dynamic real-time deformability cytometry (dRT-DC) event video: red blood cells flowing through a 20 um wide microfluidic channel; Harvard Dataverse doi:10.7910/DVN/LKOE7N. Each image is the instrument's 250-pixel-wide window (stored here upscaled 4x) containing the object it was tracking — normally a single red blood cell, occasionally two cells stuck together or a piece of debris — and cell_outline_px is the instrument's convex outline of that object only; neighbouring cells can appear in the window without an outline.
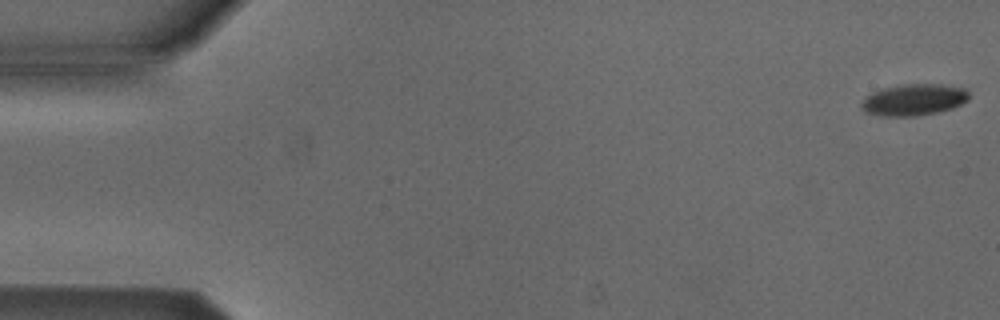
{"species": "Egyptian fruit bat (a non-hibernating species)", "species_latin": "Rousettus aegyptiacus", "temperature_condition": "cold", "stored_images_in_passage": 53, "camera_frame_rate_fps": 3000, "um_per_image_px": 0.085, "animal": {"sex": "male"}, "frame": {"image": 1, "passage_image": 1, "time_ms": 0.0, "image_size_px": [1000, 320], "cell_outline_px": [[968, 100], [952, 108], [940, 112], [916, 116], [884, 116], [864, 112], [860, 108], [860, 104], [872, 92], [884, 88], [904, 84], [944, 84], [964, 88], [968, 92]], "centroid_in_image_um": [77.68, 8.48], "position_along_channel_um": 7.3, "area_um2": 19.77}}
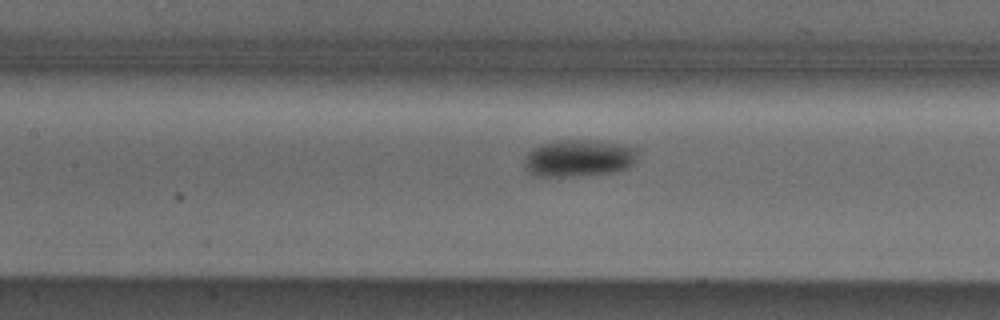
{"frame": {"image": 2, "passage_image": 24, "time_ms": 7.667, "image_size_px": [1000, 320], "cell_outline_px": [[636, 160], [628, 168], [612, 172], [572, 176], [540, 176], [528, 172], [524, 168], [524, 156], [532, 148], [540, 144], [560, 140], [588, 140], [620, 144], [636, 148]], "centroid_in_image_um": [49.15, 13.44], "position_along_channel_um": 158.3, "area_um2": 24.33}}
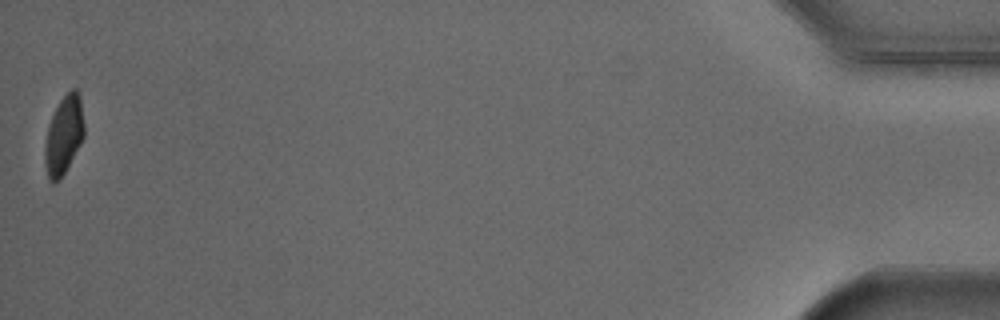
{"frame": {"image": 3, "passage_image": 53, "time_ms": 17.333, "image_size_px": [1000, 320], "cell_outline_px": [[84, 136], [80, 144], [60, 180], [52, 184], [48, 180], [44, 164], [44, 152], [48, 124], [60, 100], [72, 88], [76, 88], [80, 96], [84, 124]], "centroid_in_image_um": [5.41, 11.52], "position_along_channel_um": 429.8, "area_um2": 17.98}, "authors_computed_cell_mechanics": {"area_um2": 20.808, "velocity_mm_per_s": 3.8507, "shape_relaxation_time_tau1_ms": 1.9158, "shape_relaxation_time_tau2_ms": null, "deformation_change_tau1": 0.0873, "deformation_change_tau2": null}}